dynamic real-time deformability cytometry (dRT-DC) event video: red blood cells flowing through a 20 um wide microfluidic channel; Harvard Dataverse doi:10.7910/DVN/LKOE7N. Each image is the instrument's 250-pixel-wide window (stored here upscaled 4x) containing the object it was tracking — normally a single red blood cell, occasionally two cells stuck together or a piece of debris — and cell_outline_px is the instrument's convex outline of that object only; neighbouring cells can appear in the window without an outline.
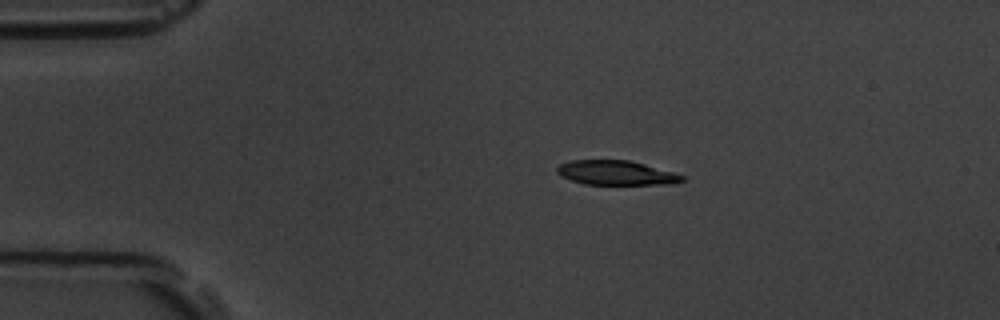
{"species": "common noctule bat (a hibernating species)", "species_latin": "Nyctalus noctula", "temperature_condition": "room temperature", "stored_images_in_passage": 9, "camera_frame_rate_fps": 3000, "um_per_image_px": 0.085, "animal": {"sex": "male", "body_mass_g": 19.5, "forearm_length_mm": 54.6}, "frame": {"image": 1, "passage_image": 1, "time_ms": 0.0, "image_size_px": [1000, 320], "cell_outline_px": [[684, 180], [668, 184], [584, 184], [560, 176], [556, 172], [556, 168], [560, 164], [572, 160], [628, 160], [644, 164], [672, 172], [684, 176]], "centroid_in_image_um": [52.32, 14.68], "position_along_channel_um": 32.7, "area_um2": 17.57}}
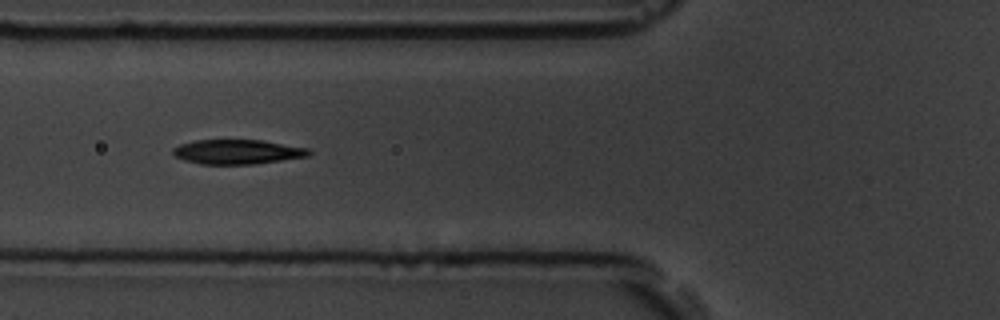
{"frame": {"image": 2, "passage_image": 4, "time_ms": 3.333, "image_size_px": [1000, 320], "cell_outline_px": [[312, 152], [308, 156], [256, 164], [200, 164], [184, 160], [176, 156], [172, 152], [172, 148], [180, 144], [196, 140], [260, 140], [308, 148]], "centroid_in_image_um": [20.17, 12.91], "position_along_channel_um": 105.6, "area_um2": 19.36}}
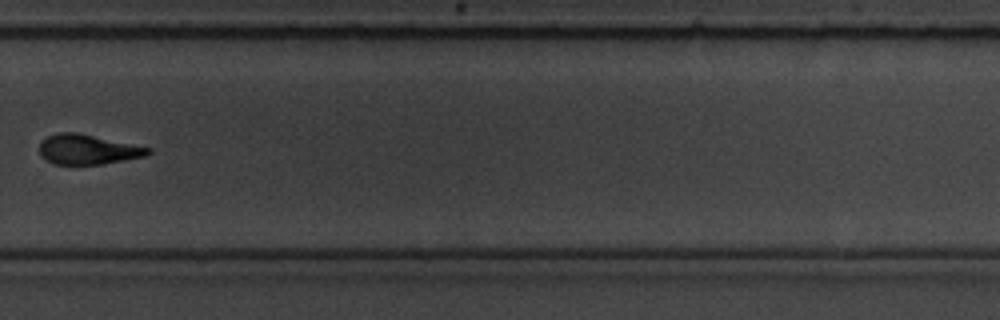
{"frame": {"image": 3, "passage_image": 9, "time_ms": 9.333, "image_size_px": [1000, 320], "cell_outline_px": [[152, 152], [144, 156], [104, 164], [52, 164], [40, 156], [40, 144], [48, 136], [60, 132], [76, 132], [152, 148]], "centroid_in_image_um": [7.46, 12.71], "position_along_channel_um": 322.3, "area_um2": 18.79}}